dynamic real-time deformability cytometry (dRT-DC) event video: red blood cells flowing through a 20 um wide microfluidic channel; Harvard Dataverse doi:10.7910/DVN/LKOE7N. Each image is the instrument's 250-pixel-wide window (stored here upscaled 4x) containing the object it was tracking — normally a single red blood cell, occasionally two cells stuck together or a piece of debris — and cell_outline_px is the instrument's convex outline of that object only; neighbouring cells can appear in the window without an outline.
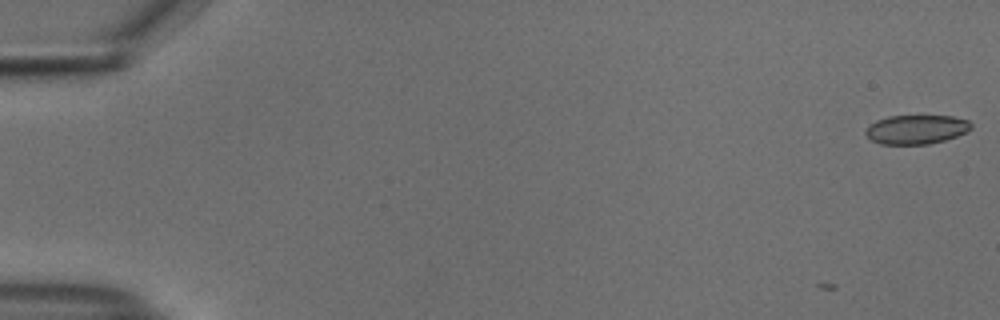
{"species": "common noctule bat (a hibernating species)", "species_latin": "Nyctalus noctula", "temperature_condition": "cold", "stored_images_in_passage": 5, "camera_frame_rate_fps": 3000, "um_per_image_px": 0.085, "animal": {"sex": "male", "body_mass_g": 18.8}, "frame": {"image": 1, "passage_image": 1, "time_ms": 0.0, "image_size_px": [1000, 320], "cell_outline_px": [[972, 128], [956, 136], [944, 140], [928, 144], [880, 144], [872, 140], [864, 132], [876, 120], [888, 116], [952, 116], [968, 120], [972, 124]], "centroid_in_image_um": [77.89, 11.0], "position_along_channel_um": 7.1, "area_um2": 17.69}}